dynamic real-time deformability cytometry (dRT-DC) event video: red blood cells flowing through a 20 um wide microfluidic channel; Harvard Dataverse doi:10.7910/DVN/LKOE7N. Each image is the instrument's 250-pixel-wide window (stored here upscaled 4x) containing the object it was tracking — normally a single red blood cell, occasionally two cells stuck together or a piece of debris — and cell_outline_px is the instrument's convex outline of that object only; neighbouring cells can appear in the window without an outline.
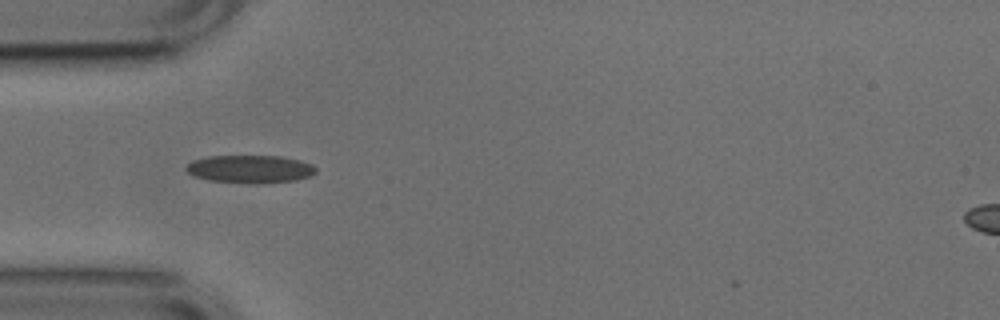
{"species": "common noctule bat (a hibernating species)", "species_latin": "Nyctalus noctula", "temperature_condition": "cold", "stored_images_in_passage": 35, "camera_frame_rate_fps": 3000, "um_per_image_px": 0.085, "animal": {"sex": "male", "body_mass_g": 17.9, "forearm_length_mm": 54.2}, "frame": {"image": 1, "passage_image": 2, "time_ms": 0.333, "image_size_px": [1000, 320], "cell_outline_px": [[316, 172], [312, 176], [296, 180], [256, 184], [212, 180], [196, 176], [188, 172], [184, 168], [192, 160], [208, 156], [280, 156], [300, 160], [312, 164], [316, 168]], "centroid_in_image_um": [21.3, 14.36], "position_along_channel_um": 63.7, "area_um2": 21.04}}
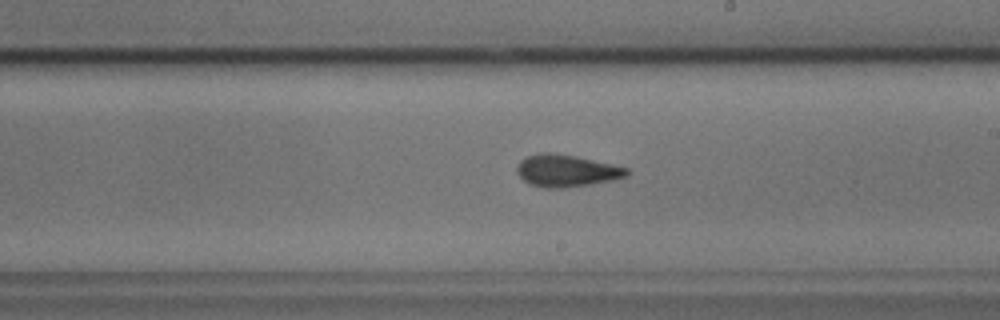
{"frame": {"image": 2, "passage_image": 16, "time_ms": 5.0, "image_size_px": [1000, 320], "cell_outline_px": [[628, 176], [612, 180], [564, 188], [544, 188], [532, 184], [524, 180], [516, 172], [516, 168], [520, 160], [528, 156], [540, 152], [548, 152], [576, 156], [612, 164], [628, 168]], "centroid_in_image_um": [48.13, 14.5], "position_along_channel_um": 240.9, "area_um2": 20.4}}
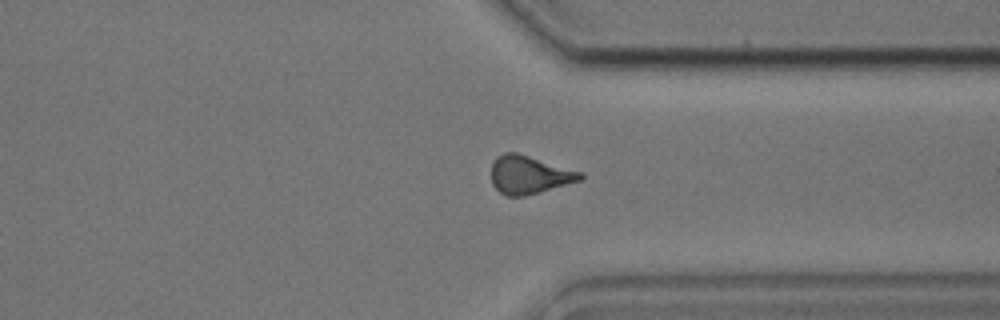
{"frame": {"image": 3, "passage_image": 26, "time_ms": 8.333, "image_size_px": [1000, 320], "cell_outline_px": [[584, 176], [580, 180], [540, 192], [524, 196], [508, 196], [500, 192], [492, 184], [492, 164], [496, 156], [504, 152], [516, 152], [584, 172]], "centroid_in_image_um": [44.98, 14.84], "position_along_channel_um": 366.4, "area_um2": 19.77}}